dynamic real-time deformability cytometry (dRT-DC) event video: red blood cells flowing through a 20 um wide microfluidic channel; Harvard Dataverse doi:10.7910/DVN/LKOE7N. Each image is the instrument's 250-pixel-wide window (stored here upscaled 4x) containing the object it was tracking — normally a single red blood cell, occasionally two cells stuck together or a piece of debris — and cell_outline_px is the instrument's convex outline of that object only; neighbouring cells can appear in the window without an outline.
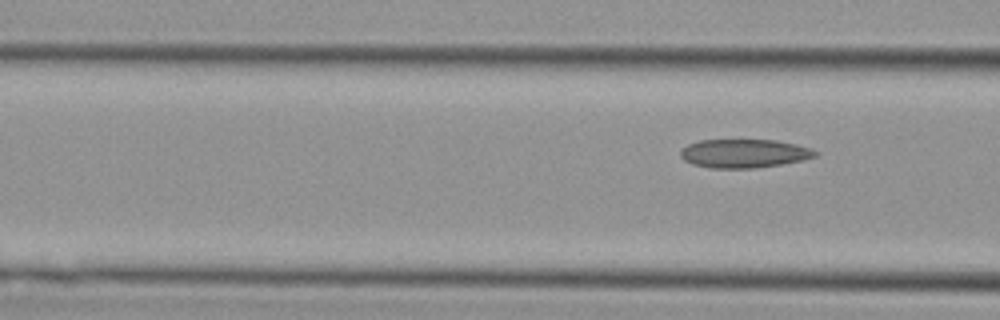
{"species": "Egyptian fruit bat (a non-hibernating species)", "species_latin": "Rousettus aegyptiacus", "temperature_condition": "cold", "stored_images_in_passage": 4, "camera_frame_rate_fps": 3000, "um_per_image_px": 0.085, "animal": {"sex": "female"}, "frame": {"image": 1, "passage_image": 4, "time_ms": 1.0, "image_size_px": [1000, 320], "cell_outline_px": [[820, 152], [816, 156], [800, 160], [780, 164], [756, 168], [712, 168], [692, 164], [684, 160], [680, 156], [680, 148], [688, 144], [700, 140], [776, 140], [796, 144], [812, 148]], "centroid_in_image_um": [63.23, 13.03], "position_along_channel_um": 103.4, "area_um2": 22.54}}